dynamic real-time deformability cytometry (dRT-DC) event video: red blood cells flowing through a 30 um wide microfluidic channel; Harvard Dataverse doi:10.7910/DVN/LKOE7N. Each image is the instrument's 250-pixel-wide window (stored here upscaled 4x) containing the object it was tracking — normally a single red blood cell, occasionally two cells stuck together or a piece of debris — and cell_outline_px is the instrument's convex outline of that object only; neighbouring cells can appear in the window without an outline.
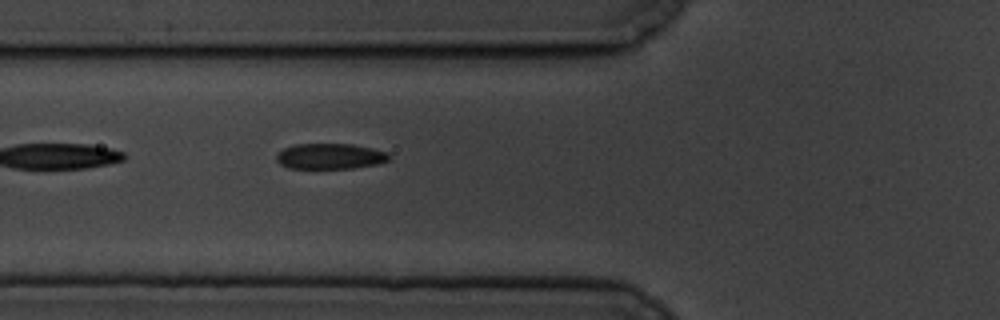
{"species": "common noctule bat (a hibernating species)", "species_latin": "Nyctalus noctula", "temperature_condition": "cold", "stored_images_in_passage": 6, "segment_of_instrument_passage": [2, 2], "camera_frame_rate_fps": 3000, "um_per_image_px": 0.085, "animal": {"sex": "male", "body_mass_g": 19.5, "forearm_length_mm": 54.6}, "frame": {"image": 1, "passage_image": 6, "time_ms": 5.667, "image_size_px": [1000, 320], "cell_outline_px": [[392, 156], [388, 160], [380, 164], [352, 168], [288, 168], [280, 164], [276, 160], [276, 156], [284, 148], [296, 144], [352, 144], [372, 148], [388, 152]], "centroid_in_image_um": [28.1, 13.28], "position_along_channel_um": 97.7, "area_um2": 16.88}}